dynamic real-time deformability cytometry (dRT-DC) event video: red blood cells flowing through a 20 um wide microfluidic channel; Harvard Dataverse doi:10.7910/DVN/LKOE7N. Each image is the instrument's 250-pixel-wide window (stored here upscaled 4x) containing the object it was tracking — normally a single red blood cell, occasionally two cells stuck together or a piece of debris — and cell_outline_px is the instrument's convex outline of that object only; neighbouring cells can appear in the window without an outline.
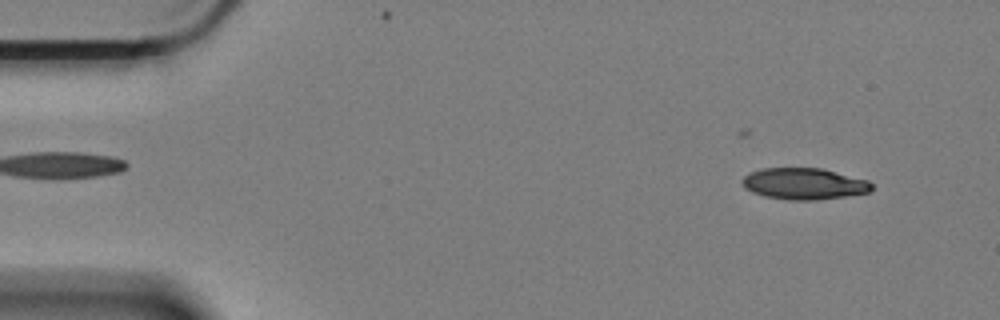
{"species": "Egyptian fruit bat (a non-hibernating species)", "species_latin": "Rousettus aegyptiacus", "temperature_condition": "cold", "stored_images_in_passage": 7, "camera_frame_rate_fps": 3000, "um_per_image_px": 0.085, "animal": {"sex": "female"}, "frame": {"image": 1, "passage_image": 4, "time_ms": 1.0, "image_size_px": [1000, 320], "cell_outline_px": [[872, 188], [868, 192], [844, 196], [816, 200], [792, 200], [764, 196], [752, 192], [744, 188], [740, 180], [748, 172], [760, 168], [820, 168], [868, 180], [872, 184]], "centroid_in_image_um": [68.28, 15.61], "position_along_channel_um": 16.7, "area_um2": 23.7}}